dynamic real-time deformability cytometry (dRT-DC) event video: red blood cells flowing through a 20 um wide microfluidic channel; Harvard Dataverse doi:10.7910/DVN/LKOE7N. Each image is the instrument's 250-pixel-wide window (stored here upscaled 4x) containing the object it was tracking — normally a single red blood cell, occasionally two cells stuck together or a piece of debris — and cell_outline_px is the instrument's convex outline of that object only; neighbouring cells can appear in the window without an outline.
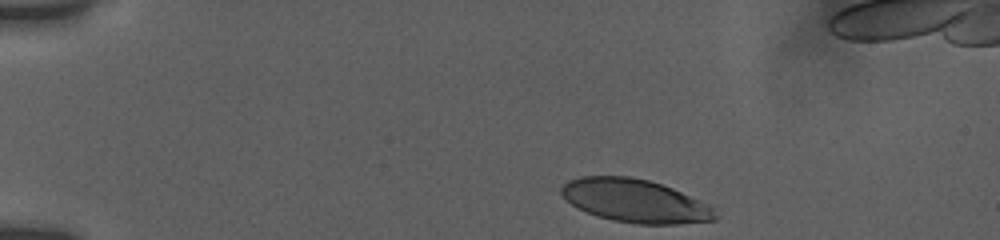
{"species": "human", "species_latin": "Homo sapiens", "temperature_condition": "room temperature", "stored_images_in_passage": 36, "camera_frame_rate_fps": 3000, "um_per_image_px": 0.085, "donor": {"sex": "female"}, "frame": {"image": 1, "passage_image": 1, "time_ms": 0.0, "image_size_px": [1000, 240], "cell_outline_px": [[720, 216], [716, 220], [676, 224], [640, 224], [612, 220], [596, 216], [572, 204], [560, 192], [560, 188], [568, 180], [580, 176], [628, 176], [648, 180], [672, 188], [700, 200], [716, 208]], "centroid_in_image_um": [54.03, 17.07], "position_along_channel_um": 31.0, "area_um2": 38.73}}
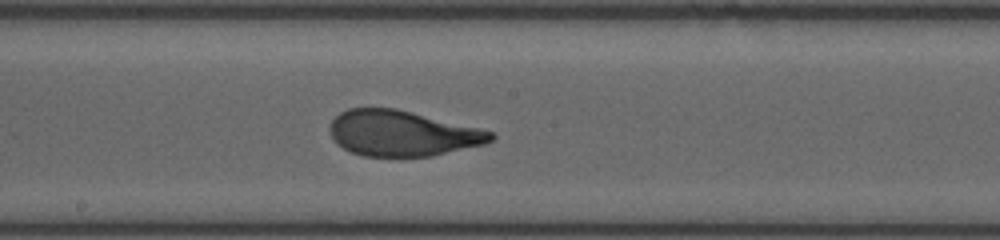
{"frame": {"image": 2, "passage_image": 20, "time_ms": 7.0, "image_size_px": [1000, 240], "cell_outline_px": [[496, 136], [492, 140], [484, 144], [432, 156], [360, 156], [336, 144], [328, 128], [332, 120], [340, 112], [348, 108], [396, 108], [492, 132]], "centroid_in_image_um": [34.13, 11.34], "position_along_channel_um": 214.1, "area_um2": 42.37}}
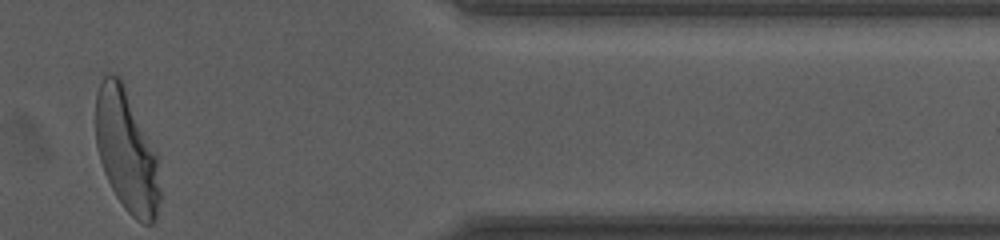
{"frame": {"image": 3, "passage_image": 36, "time_ms": 12.667, "image_size_px": [1000, 240], "cell_outline_px": [[160, 200], [156, 220], [152, 224], [144, 224], [136, 220], [124, 208], [116, 196], [104, 172], [100, 160], [96, 144], [96, 92], [104, 76], [108, 72], [120, 76], [160, 156]], "centroid_in_image_um": [10.81, 12.83], "position_along_channel_um": 400.6, "area_um2": 46.7}, "authors_computed_cell_mechanics": {"area_um2": 43.0899, "velocity_mm_per_s": 3.7657, "shape_relaxation_time_tau1_ms": 4.4211, "shape_relaxation_time_tau2_ms": null, "deformation_change_tau1": 0.2055, "deformation_change_tau2": null}}